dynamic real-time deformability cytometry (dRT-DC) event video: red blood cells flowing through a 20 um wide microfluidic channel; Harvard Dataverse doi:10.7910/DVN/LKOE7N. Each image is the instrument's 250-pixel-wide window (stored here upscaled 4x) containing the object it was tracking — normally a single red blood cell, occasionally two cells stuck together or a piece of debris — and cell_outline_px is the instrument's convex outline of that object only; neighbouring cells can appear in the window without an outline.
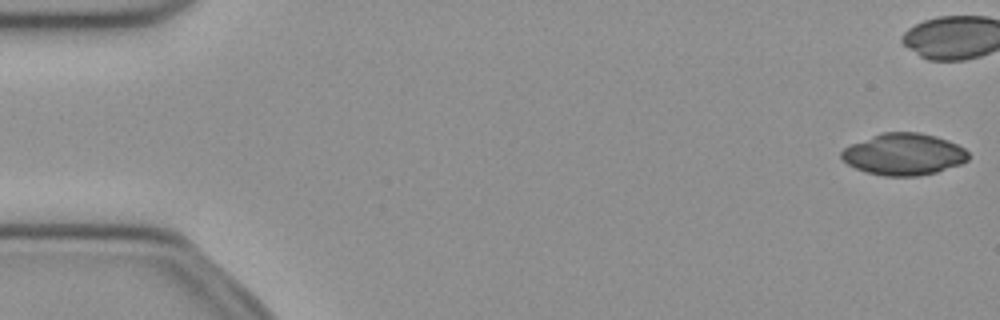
{"species": "common noctule bat (a hibernating species)", "species_latin": "Nyctalus noctula", "temperature_condition": "cold", "stored_images_in_passage": 52, "camera_frame_rate_fps": 3000, "um_per_image_px": 0.085, "animal": {"sex": "female", "body_mass_g": 21.9}, "frame": {"image": 1, "passage_image": 1, "time_ms": 0.0, "image_size_px": [1000, 320], "cell_outline_px": [[968, 160], [960, 164], [936, 172], [916, 176], [884, 176], [864, 172], [848, 164], [840, 156], [840, 152], [844, 148], [852, 144], [872, 136], [884, 132], [920, 132], [936, 136], [948, 140], [964, 148], [968, 152]], "centroid_in_image_um": [76.82, 13.11], "position_along_channel_um": 8.2, "area_um2": 30.75}}
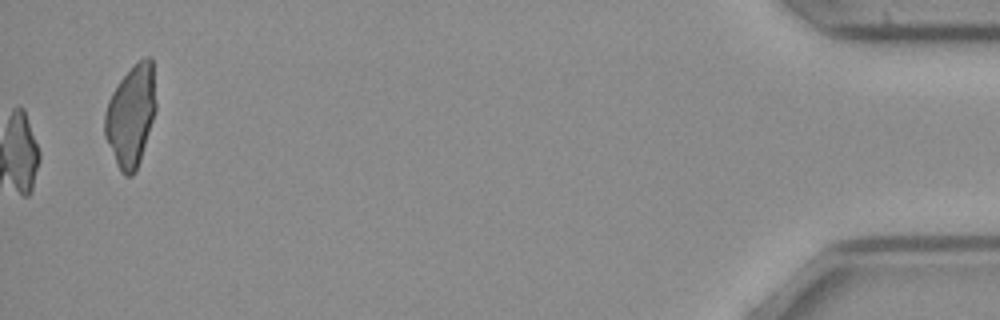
{"frame": {"image": 2, "passage_image": 52, "time_ms": 17.0, "image_size_px": [1000, 320], "cell_outline_px": [[156, 108], [140, 160], [136, 172], [132, 176], [124, 176], [120, 172], [116, 164], [104, 136], [104, 112], [108, 100], [112, 92], [120, 80], [144, 56], [152, 56], [156, 104]], "centroid_in_image_um": [11.11, 9.85], "position_along_channel_um": 424.1, "area_um2": 30.23}}